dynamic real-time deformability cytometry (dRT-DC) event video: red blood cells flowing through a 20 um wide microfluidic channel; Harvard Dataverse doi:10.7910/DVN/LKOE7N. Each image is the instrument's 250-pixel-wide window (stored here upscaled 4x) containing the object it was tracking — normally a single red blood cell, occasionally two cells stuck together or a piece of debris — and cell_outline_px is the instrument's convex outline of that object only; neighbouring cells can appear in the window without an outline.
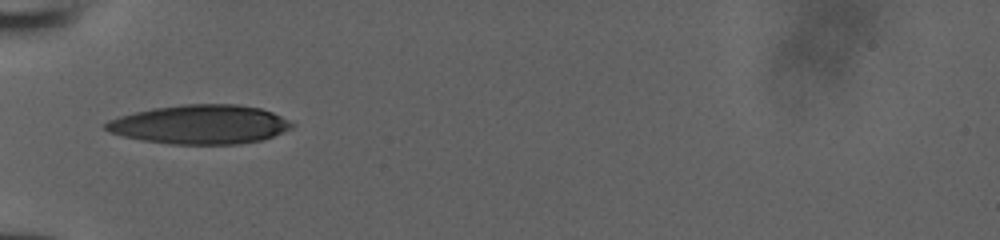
{"species": "human", "species_latin": "Homo sapiens", "temperature_condition": "room temperature", "stored_images_in_passage": 31, "camera_frame_rate_fps": 3000, "um_per_image_px": 0.085, "donor": {"sex": "male"}, "frame": {"image": 1, "passage_image": 1, "time_ms": 0.0, "image_size_px": [1000, 240], "cell_outline_px": [[296, 124], [292, 128], [272, 136], [260, 140], [240, 144], [168, 144], [144, 140], [124, 136], [112, 132], [104, 128], [104, 124], [108, 120], [120, 116], [152, 108], [180, 104], [236, 104], [260, 108], [272, 112]], "centroid_in_image_um": [17.02, 10.57], "position_along_channel_um": 68.0, "area_um2": 42.25}}
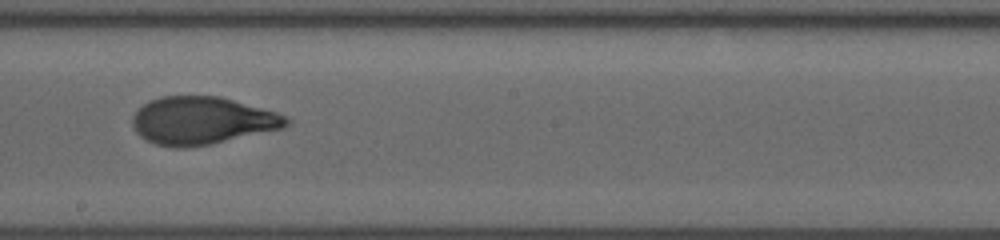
{"frame": {"image": 2, "passage_image": 13, "time_ms": 4.0, "image_size_px": [1000, 240], "cell_outline_px": [[292, 120], [284, 128], [208, 144], [184, 148], [172, 148], [156, 144], [140, 136], [136, 132], [132, 124], [132, 116], [148, 100], [160, 96], [220, 96], [276, 112], [288, 116]], "centroid_in_image_um": [17.17, 10.25], "position_along_channel_um": 231.0, "area_um2": 42.66}}
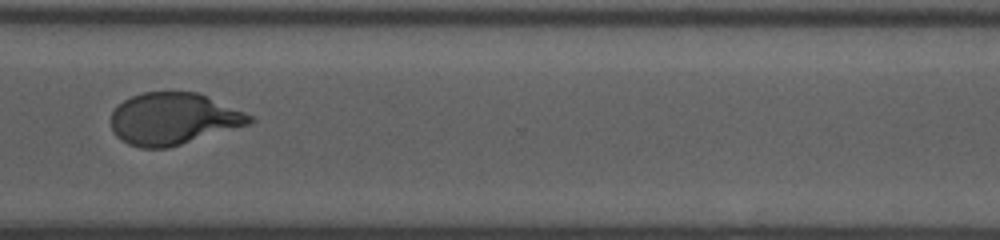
{"frame": {"image": 3, "passage_image": 22, "time_ms": 7.0, "image_size_px": [1000, 240], "cell_outline_px": [[256, 120], [252, 124], [168, 148], [140, 148], [128, 144], [120, 140], [116, 136], [112, 128], [112, 112], [124, 100], [132, 96], [144, 92], [196, 92], [244, 112], [252, 116]], "centroid_in_image_um": [14.74, 10.12], "position_along_channel_um": 355.9, "area_um2": 41.73}}